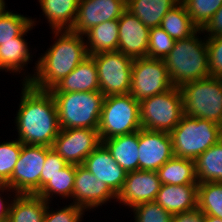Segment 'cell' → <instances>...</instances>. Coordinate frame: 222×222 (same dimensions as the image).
<instances>
[{
    "label": "cell",
    "instance_id": "cell-44",
    "mask_svg": "<svg viewBox=\"0 0 222 222\" xmlns=\"http://www.w3.org/2000/svg\"><path fill=\"white\" fill-rule=\"evenodd\" d=\"M6 1L5 0H0V15L5 11V10H7V8L6 7H8V6H6Z\"/></svg>",
    "mask_w": 222,
    "mask_h": 222
},
{
    "label": "cell",
    "instance_id": "cell-34",
    "mask_svg": "<svg viewBox=\"0 0 222 222\" xmlns=\"http://www.w3.org/2000/svg\"><path fill=\"white\" fill-rule=\"evenodd\" d=\"M22 145L17 138L0 143V184H5L11 178Z\"/></svg>",
    "mask_w": 222,
    "mask_h": 222
},
{
    "label": "cell",
    "instance_id": "cell-28",
    "mask_svg": "<svg viewBox=\"0 0 222 222\" xmlns=\"http://www.w3.org/2000/svg\"><path fill=\"white\" fill-rule=\"evenodd\" d=\"M197 183H222V139L195 159Z\"/></svg>",
    "mask_w": 222,
    "mask_h": 222
},
{
    "label": "cell",
    "instance_id": "cell-12",
    "mask_svg": "<svg viewBox=\"0 0 222 222\" xmlns=\"http://www.w3.org/2000/svg\"><path fill=\"white\" fill-rule=\"evenodd\" d=\"M101 143L98 129H61L52 149L68 164L83 165L87 156Z\"/></svg>",
    "mask_w": 222,
    "mask_h": 222
},
{
    "label": "cell",
    "instance_id": "cell-36",
    "mask_svg": "<svg viewBox=\"0 0 222 222\" xmlns=\"http://www.w3.org/2000/svg\"><path fill=\"white\" fill-rule=\"evenodd\" d=\"M130 211L134 222H171L173 216L155 201L137 204Z\"/></svg>",
    "mask_w": 222,
    "mask_h": 222
},
{
    "label": "cell",
    "instance_id": "cell-21",
    "mask_svg": "<svg viewBox=\"0 0 222 222\" xmlns=\"http://www.w3.org/2000/svg\"><path fill=\"white\" fill-rule=\"evenodd\" d=\"M51 93L100 91L94 58L86 57L68 76L59 81Z\"/></svg>",
    "mask_w": 222,
    "mask_h": 222
},
{
    "label": "cell",
    "instance_id": "cell-31",
    "mask_svg": "<svg viewBox=\"0 0 222 222\" xmlns=\"http://www.w3.org/2000/svg\"><path fill=\"white\" fill-rule=\"evenodd\" d=\"M197 207L205 214L222 219V183H198Z\"/></svg>",
    "mask_w": 222,
    "mask_h": 222
},
{
    "label": "cell",
    "instance_id": "cell-26",
    "mask_svg": "<svg viewBox=\"0 0 222 222\" xmlns=\"http://www.w3.org/2000/svg\"><path fill=\"white\" fill-rule=\"evenodd\" d=\"M48 202L37 195L17 194L13 198L8 222H43Z\"/></svg>",
    "mask_w": 222,
    "mask_h": 222
},
{
    "label": "cell",
    "instance_id": "cell-32",
    "mask_svg": "<svg viewBox=\"0 0 222 222\" xmlns=\"http://www.w3.org/2000/svg\"><path fill=\"white\" fill-rule=\"evenodd\" d=\"M181 2L198 29H203L222 5V0H181Z\"/></svg>",
    "mask_w": 222,
    "mask_h": 222
},
{
    "label": "cell",
    "instance_id": "cell-5",
    "mask_svg": "<svg viewBox=\"0 0 222 222\" xmlns=\"http://www.w3.org/2000/svg\"><path fill=\"white\" fill-rule=\"evenodd\" d=\"M169 134L174 156L195 160L222 139V126L206 119L183 115Z\"/></svg>",
    "mask_w": 222,
    "mask_h": 222
},
{
    "label": "cell",
    "instance_id": "cell-6",
    "mask_svg": "<svg viewBox=\"0 0 222 222\" xmlns=\"http://www.w3.org/2000/svg\"><path fill=\"white\" fill-rule=\"evenodd\" d=\"M184 115L222 126V78L207 77L180 87Z\"/></svg>",
    "mask_w": 222,
    "mask_h": 222
},
{
    "label": "cell",
    "instance_id": "cell-3",
    "mask_svg": "<svg viewBox=\"0 0 222 222\" xmlns=\"http://www.w3.org/2000/svg\"><path fill=\"white\" fill-rule=\"evenodd\" d=\"M202 33L203 30L198 29L190 37L176 40L172 50L164 59L174 87L180 88L188 82L211 76L206 36L202 38Z\"/></svg>",
    "mask_w": 222,
    "mask_h": 222
},
{
    "label": "cell",
    "instance_id": "cell-8",
    "mask_svg": "<svg viewBox=\"0 0 222 222\" xmlns=\"http://www.w3.org/2000/svg\"><path fill=\"white\" fill-rule=\"evenodd\" d=\"M140 123L143 129L170 133L180 122L183 97L179 87L145 98L139 102Z\"/></svg>",
    "mask_w": 222,
    "mask_h": 222
},
{
    "label": "cell",
    "instance_id": "cell-15",
    "mask_svg": "<svg viewBox=\"0 0 222 222\" xmlns=\"http://www.w3.org/2000/svg\"><path fill=\"white\" fill-rule=\"evenodd\" d=\"M139 170L157 171L173 154L172 139L168 132L139 130Z\"/></svg>",
    "mask_w": 222,
    "mask_h": 222
},
{
    "label": "cell",
    "instance_id": "cell-20",
    "mask_svg": "<svg viewBox=\"0 0 222 222\" xmlns=\"http://www.w3.org/2000/svg\"><path fill=\"white\" fill-rule=\"evenodd\" d=\"M198 184H161L155 202L170 214H178L197 207Z\"/></svg>",
    "mask_w": 222,
    "mask_h": 222
},
{
    "label": "cell",
    "instance_id": "cell-41",
    "mask_svg": "<svg viewBox=\"0 0 222 222\" xmlns=\"http://www.w3.org/2000/svg\"><path fill=\"white\" fill-rule=\"evenodd\" d=\"M202 30L206 37L222 36V5Z\"/></svg>",
    "mask_w": 222,
    "mask_h": 222
},
{
    "label": "cell",
    "instance_id": "cell-17",
    "mask_svg": "<svg viewBox=\"0 0 222 222\" xmlns=\"http://www.w3.org/2000/svg\"><path fill=\"white\" fill-rule=\"evenodd\" d=\"M118 22V51L132 59L148 57L150 29L128 10L122 14Z\"/></svg>",
    "mask_w": 222,
    "mask_h": 222
},
{
    "label": "cell",
    "instance_id": "cell-30",
    "mask_svg": "<svg viewBox=\"0 0 222 222\" xmlns=\"http://www.w3.org/2000/svg\"><path fill=\"white\" fill-rule=\"evenodd\" d=\"M75 172L76 165L67 164L36 195L50 203L56 198L55 196L72 199Z\"/></svg>",
    "mask_w": 222,
    "mask_h": 222
},
{
    "label": "cell",
    "instance_id": "cell-22",
    "mask_svg": "<svg viewBox=\"0 0 222 222\" xmlns=\"http://www.w3.org/2000/svg\"><path fill=\"white\" fill-rule=\"evenodd\" d=\"M102 143L127 173L139 170V131L105 139Z\"/></svg>",
    "mask_w": 222,
    "mask_h": 222
},
{
    "label": "cell",
    "instance_id": "cell-43",
    "mask_svg": "<svg viewBox=\"0 0 222 222\" xmlns=\"http://www.w3.org/2000/svg\"><path fill=\"white\" fill-rule=\"evenodd\" d=\"M204 222H222V219L211 215H205Z\"/></svg>",
    "mask_w": 222,
    "mask_h": 222
},
{
    "label": "cell",
    "instance_id": "cell-10",
    "mask_svg": "<svg viewBox=\"0 0 222 222\" xmlns=\"http://www.w3.org/2000/svg\"><path fill=\"white\" fill-rule=\"evenodd\" d=\"M173 86L164 59H133L130 94L137 100L161 94Z\"/></svg>",
    "mask_w": 222,
    "mask_h": 222
},
{
    "label": "cell",
    "instance_id": "cell-35",
    "mask_svg": "<svg viewBox=\"0 0 222 222\" xmlns=\"http://www.w3.org/2000/svg\"><path fill=\"white\" fill-rule=\"evenodd\" d=\"M175 40L160 26L149 30L148 57L165 59L174 46Z\"/></svg>",
    "mask_w": 222,
    "mask_h": 222
},
{
    "label": "cell",
    "instance_id": "cell-1",
    "mask_svg": "<svg viewBox=\"0 0 222 222\" xmlns=\"http://www.w3.org/2000/svg\"><path fill=\"white\" fill-rule=\"evenodd\" d=\"M15 128L18 140L25 145L52 147L61 128L54 98L49 90L21 83Z\"/></svg>",
    "mask_w": 222,
    "mask_h": 222
},
{
    "label": "cell",
    "instance_id": "cell-4",
    "mask_svg": "<svg viewBox=\"0 0 222 222\" xmlns=\"http://www.w3.org/2000/svg\"><path fill=\"white\" fill-rule=\"evenodd\" d=\"M51 94L61 129H98L105 97L101 91Z\"/></svg>",
    "mask_w": 222,
    "mask_h": 222
},
{
    "label": "cell",
    "instance_id": "cell-38",
    "mask_svg": "<svg viewBox=\"0 0 222 222\" xmlns=\"http://www.w3.org/2000/svg\"><path fill=\"white\" fill-rule=\"evenodd\" d=\"M209 70L212 77L222 78V36L206 37Z\"/></svg>",
    "mask_w": 222,
    "mask_h": 222
},
{
    "label": "cell",
    "instance_id": "cell-42",
    "mask_svg": "<svg viewBox=\"0 0 222 222\" xmlns=\"http://www.w3.org/2000/svg\"><path fill=\"white\" fill-rule=\"evenodd\" d=\"M205 214L198 208L174 214L171 222H204Z\"/></svg>",
    "mask_w": 222,
    "mask_h": 222
},
{
    "label": "cell",
    "instance_id": "cell-27",
    "mask_svg": "<svg viewBox=\"0 0 222 222\" xmlns=\"http://www.w3.org/2000/svg\"><path fill=\"white\" fill-rule=\"evenodd\" d=\"M161 184H198L195 160L173 156L157 170Z\"/></svg>",
    "mask_w": 222,
    "mask_h": 222
},
{
    "label": "cell",
    "instance_id": "cell-16",
    "mask_svg": "<svg viewBox=\"0 0 222 222\" xmlns=\"http://www.w3.org/2000/svg\"><path fill=\"white\" fill-rule=\"evenodd\" d=\"M161 187L157 171L136 170L126 175L117 201L131 209L143 202H153Z\"/></svg>",
    "mask_w": 222,
    "mask_h": 222
},
{
    "label": "cell",
    "instance_id": "cell-13",
    "mask_svg": "<svg viewBox=\"0 0 222 222\" xmlns=\"http://www.w3.org/2000/svg\"><path fill=\"white\" fill-rule=\"evenodd\" d=\"M117 195L103 182L91 174L83 165H76L75 182L71 203L91 212L111 200Z\"/></svg>",
    "mask_w": 222,
    "mask_h": 222
},
{
    "label": "cell",
    "instance_id": "cell-25",
    "mask_svg": "<svg viewBox=\"0 0 222 222\" xmlns=\"http://www.w3.org/2000/svg\"><path fill=\"white\" fill-rule=\"evenodd\" d=\"M88 55L118 51L119 22L110 20L92 27L84 34Z\"/></svg>",
    "mask_w": 222,
    "mask_h": 222
},
{
    "label": "cell",
    "instance_id": "cell-11",
    "mask_svg": "<svg viewBox=\"0 0 222 222\" xmlns=\"http://www.w3.org/2000/svg\"><path fill=\"white\" fill-rule=\"evenodd\" d=\"M51 148L23 144L12 176L5 185L16 194L36 195L40 191V176L46 154Z\"/></svg>",
    "mask_w": 222,
    "mask_h": 222
},
{
    "label": "cell",
    "instance_id": "cell-9",
    "mask_svg": "<svg viewBox=\"0 0 222 222\" xmlns=\"http://www.w3.org/2000/svg\"><path fill=\"white\" fill-rule=\"evenodd\" d=\"M91 56L97 67L99 87L104 96L130 92L132 58L120 51L100 52Z\"/></svg>",
    "mask_w": 222,
    "mask_h": 222
},
{
    "label": "cell",
    "instance_id": "cell-14",
    "mask_svg": "<svg viewBox=\"0 0 222 222\" xmlns=\"http://www.w3.org/2000/svg\"><path fill=\"white\" fill-rule=\"evenodd\" d=\"M126 10V0H79L71 31L84 35L98 24L119 19Z\"/></svg>",
    "mask_w": 222,
    "mask_h": 222
},
{
    "label": "cell",
    "instance_id": "cell-24",
    "mask_svg": "<svg viewBox=\"0 0 222 222\" xmlns=\"http://www.w3.org/2000/svg\"><path fill=\"white\" fill-rule=\"evenodd\" d=\"M181 0H126L127 10L149 29L159 27L166 13Z\"/></svg>",
    "mask_w": 222,
    "mask_h": 222
},
{
    "label": "cell",
    "instance_id": "cell-7",
    "mask_svg": "<svg viewBox=\"0 0 222 222\" xmlns=\"http://www.w3.org/2000/svg\"><path fill=\"white\" fill-rule=\"evenodd\" d=\"M141 128L139 101L130 93L104 97L98 127L101 142Z\"/></svg>",
    "mask_w": 222,
    "mask_h": 222
},
{
    "label": "cell",
    "instance_id": "cell-39",
    "mask_svg": "<svg viewBox=\"0 0 222 222\" xmlns=\"http://www.w3.org/2000/svg\"><path fill=\"white\" fill-rule=\"evenodd\" d=\"M68 163L52 148L47 152L40 176V190Z\"/></svg>",
    "mask_w": 222,
    "mask_h": 222
},
{
    "label": "cell",
    "instance_id": "cell-29",
    "mask_svg": "<svg viewBox=\"0 0 222 222\" xmlns=\"http://www.w3.org/2000/svg\"><path fill=\"white\" fill-rule=\"evenodd\" d=\"M160 27L175 41L188 38L198 30L181 1L166 13Z\"/></svg>",
    "mask_w": 222,
    "mask_h": 222
},
{
    "label": "cell",
    "instance_id": "cell-2",
    "mask_svg": "<svg viewBox=\"0 0 222 222\" xmlns=\"http://www.w3.org/2000/svg\"><path fill=\"white\" fill-rule=\"evenodd\" d=\"M50 33L55 37L53 41H56L37 58L32 70V80L29 82L41 90H51L89 56L84 35L71 30Z\"/></svg>",
    "mask_w": 222,
    "mask_h": 222
},
{
    "label": "cell",
    "instance_id": "cell-19",
    "mask_svg": "<svg viewBox=\"0 0 222 222\" xmlns=\"http://www.w3.org/2000/svg\"><path fill=\"white\" fill-rule=\"evenodd\" d=\"M83 166L116 195L121 191L127 172L112 158L110 151L103 143L87 156Z\"/></svg>",
    "mask_w": 222,
    "mask_h": 222
},
{
    "label": "cell",
    "instance_id": "cell-37",
    "mask_svg": "<svg viewBox=\"0 0 222 222\" xmlns=\"http://www.w3.org/2000/svg\"><path fill=\"white\" fill-rule=\"evenodd\" d=\"M50 202L47 204L45 216L43 222H82L83 215H85V210L80 206L73 203L65 205L64 207H59L58 209H50ZM53 210V211H52Z\"/></svg>",
    "mask_w": 222,
    "mask_h": 222
},
{
    "label": "cell",
    "instance_id": "cell-40",
    "mask_svg": "<svg viewBox=\"0 0 222 222\" xmlns=\"http://www.w3.org/2000/svg\"><path fill=\"white\" fill-rule=\"evenodd\" d=\"M8 192H10L12 194H10ZM4 193H5V195H4ZM16 195L17 194L13 190L8 188L5 184H0V221L8 220L10 207H11L13 198H15ZM4 196H6V197H4ZM10 198H12V199H10Z\"/></svg>",
    "mask_w": 222,
    "mask_h": 222
},
{
    "label": "cell",
    "instance_id": "cell-18",
    "mask_svg": "<svg viewBox=\"0 0 222 222\" xmlns=\"http://www.w3.org/2000/svg\"><path fill=\"white\" fill-rule=\"evenodd\" d=\"M37 22L36 18L31 19V24L18 37H15V41L3 42L0 45V71L13 73V76L15 73V75L21 73L20 77L23 78L20 80L21 83H29L32 80V73L24 69L28 63H31L30 61L33 62L32 52L29 51L31 48L24 37L37 25Z\"/></svg>",
    "mask_w": 222,
    "mask_h": 222
},
{
    "label": "cell",
    "instance_id": "cell-23",
    "mask_svg": "<svg viewBox=\"0 0 222 222\" xmlns=\"http://www.w3.org/2000/svg\"><path fill=\"white\" fill-rule=\"evenodd\" d=\"M51 31L71 30L78 11L79 0H38Z\"/></svg>",
    "mask_w": 222,
    "mask_h": 222
},
{
    "label": "cell",
    "instance_id": "cell-33",
    "mask_svg": "<svg viewBox=\"0 0 222 222\" xmlns=\"http://www.w3.org/2000/svg\"><path fill=\"white\" fill-rule=\"evenodd\" d=\"M32 17L24 16L21 13H14L10 10H5L0 15V45L3 42L15 41L30 24Z\"/></svg>",
    "mask_w": 222,
    "mask_h": 222
}]
</instances>
